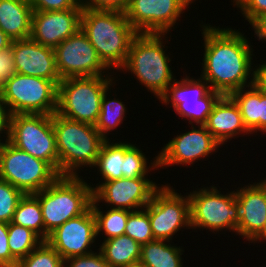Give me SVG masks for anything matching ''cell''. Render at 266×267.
<instances>
[{"label": "cell", "mask_w": 266, "mask_h": 267, "mask_svg": "<svg viewBox=\"0 0 266 267\" xmlns=\"http://www.w3.org/2000/svg\"><path fill=\"white\" fill-rule=\"evenodd\" d=\"M201 22L204 53L200 77L208 82L211 90L221 95H230L253 85L256 64L249 37L240 29L220 28Z\"/></svg>", "instance_id": "1"}, {"label": "cell", "mask_w": 266, "mask_h": 267, "mask_svg": "<svg viewBox=\"0 0 266 267\" xmlns=\"http://www.w3.org/2000/svg\"><path fill=\"white\" fill-rule=\"evenodd\" d=\"M81 30L110 72H119L138 32L120 11L83 9ZM113 70V71H112Z\"/></svg>", "instance_id": "2"}, {"label": "cell", "mask_w": 266, "mask_h": 267, "mask_svg": "<svg viewBox=\"0 0 266 267\" xmlns=\"http://www.w3.org/2000/svg\"><path fill=\"white\" fill-rule=\"evenodd\" d=\"M167 36L168 34L138 33L132 41L124 66L119 70L124 74L131 72L139 85L146 87L157 99L166 93L176 79L169 63L172 60L167 52L168 47L164 50V44L169 40L166 39L169 38Z\"/></svg>", "instance_id": "3"}, {"label": "cell", "mask_w": 266, "mask_h": 267, "mask_svg": "<svg viewBox=\"0 0 266 267\" xmlns=\"http://www.w3.org/2000/svg\"><path fill=\"white\" fill-rule=\"evenodd\" d=\"M60 176H80L82 168L94 170L105 141L94 125L52 114ZM79 171V172H78Z\"/></svg>", "instance_id": "4"}, {"label": "cell", "mask_w": 266, "mask_h": 267, "mask_svg": "<svg viewBox=\"0 0 266 267\" xmlns=\"http://www.w3.org/2000/svg\"><path fill=\"white\" fill-rule=\"evenodd\" d=\"M82 177L59 176L51 185L34 194L40 202L45 241L57 227L91 206L93 191Z\"/></svg>", "instance_id": "5"}, {"label": "cell", "mask_w": 266, "mask_h": 267, "mask_svg": "<svg viewBox=\"0 0 266 267\" xmlns=\"http://www.w3.org/2000/svg\"><path fill=\"white\" fill-rule=\"evenodd\" d=\"M114 75L69 77L58 84L57 114L71 120L95 125L101 100L110 86H115Z\"/></svg>", "instance_id": "6"}, {"label": "cell", "mask_w": 266, "mask_h": 267, "mask_svg": "<svg viewBox=\"0 0 266 267\" xmlns=\"http://www.w3.org/2000/svg\"><path fill=\"white\" fill-rule=\"evenodd\" d=\"M190 202V225L194 229H206L214 234L230 231L236 235L240 220L235 190L226 194L217 186L200 187L187 193ZM222 230V231H221ZM216 232V233H215ZM218 232V233H217Z\"/></svg>", "instance_id": "7"}, {"label": "cell", "mask_w": 266, "mask_h": 267, "mask_svg": "<svg viewBox=\"0 0 266 267\" xmlns=\"http://www.w3.org/2000/svg\"><path fill=\"white\" fill-rule=\"evenodd\" d=\"M6 140L17 149L49 163L59 173V156L52 115H10Z\"/></svg>", "instance_id": "8"}, {"label": "cell", "mask_w": 266, "mask_h": 267, "mask_svg": "<svg viewBox=\"0 0 266 267\" xmlns=\"http://www.w3.org/2000/svg\"><path fill=\"white\" fill-rule=\"evenodd\" d=\"M0 99L10 115H52L57 112L58 85L52 80L16 73L3 84Z\"/></svg>", "instance_id": "9"}, {"label": "cell", "mask_w": 266, "mask_h": 267, "mask_svg": "<svg viewBox=\"0 0 266 267\" xmlns=\"http://www.w3.org/2000/svg\"><path fill=\"white\" fill-rule=\"evenodd\" d=\"M60 174L47 162L0 142V178L24 194H35L51 185Z\"/></svg>", "instance_id": "10"}, {"label": "cell", "mask_w": 266, "mask_h": 267, "mask_svg": "<svg viewBox=\"0 0 266 267\" xmlns=\"http://www.w3.org/2000/svg\"><path fill=\"white\" fill-rule=\"evenodd\" d=\"M222 95L210 89L202 77L197 79L185 73L180 80L175 79L166 93L159 99L163 104H171L175 113L189 125H204L214 104ZM186 118V119H184Z\"/></svg>", "instance_id": "11"}, {"label": "cell", "mask_w": 266, "mask_h": 267, "mask_svg": "<svg viewBox=\"0 0 266 267\" xmlns=\"http://www.w3.org/2000/svg\"><path fill=\"white\" fill-rule=\"evenodd\" d=\"M186 194V196H185ZM179 194L169 183L162 184L144 208L149 215L154 239L172 241L183 229H191L187 192Z\"/></svg>", "instance_id": "12"}, {"label": "cell", "mask_w": 266, "mask_h": 267, "mask_svg": "<svg viewBox=\"0 0 266 267\" xmlns=\"http://www.w3.org/2000/svg\"><path fill=\"white\" fill-rule=\"evenodd\" d=\"M56 69L61 79L116 75L103 64L81 28L56 48Z\"/></svg>", "instance_id": "13"}, {"label": "cell", "mask_w": 266, "mask_h": 267, "mask_svg": "<svg viewBox=\"0 0 266 267\" xmlns=\"http://www.w3.org/2000/svg\"><path fill=\"white\" fill-rule=\"evenodd\" d=\"M196 0H130L124 11L138 33L168 34ZM182 14V15H181Z\"/></svg>", "instance_id": "14"}, {"label": "cell", "mask_w": 266, "mask_h": 267, "mask_svg": "<svg viewBox=\"0 0 266 267\" xmlns=\"http://www.w3.org/2000/svg\"><path fill=\"white\" fill-rule=\"evenodd\" d=\"M191 127V130L177 134L176 137L174 135L168 143L164 144L161 151L157 153L158 168L165 169L175 165L182 167L187 165V168L201 161L202 158L206 159L205 157H210L215 152L218 153L221 145L204 125L195 127L194 124Z\"/></svg>", "instance_id": "15"}, {"label": "cell", "mask_w": 266, "mask_h": 267, "mask_svg": "<svg viewBox=\"0 0 266 267\" xmlns=\"http://www.w3.org/2000/svg\"><path fill=\"white\" fill-rule=\"evenodd\" d=\"M96 240V219L90 206L83 214L57 227L46 241L66 260L95 252L91 248H96Z\"/></svg>", "instance_id": "16"}, {"label": "cell", "mask_w": 266, "mask_h": 267, "mask_svg": "<svg viewBox=\"0 0 266 267\" xmlns=\"http://www.w3.org/2000/svg\"><path fill=\"white\" fill-rule=\"evenodd\" d=\"M160 184L148 177L133 179L120 178L103 182L94 192L93 198L98 203H105V208L136 211L145 208L151 201Z\"/></svg>", "instance_id": "17"}, {"label": "cell", "mask_w": 266, "mask_h": 267, "mask_svg": "<svg viewBox=\"0 0 266 267\" xmlns=\"http://www.w3.org/2000/svg\"><path fill=\"white\" fill-rule=\"evenodd\" d=\"M82 8L61 11H33L30 38L56 48L81 28Z\"/></svg>", "instance_id": "18"}, {"label": "cell", "mask_w": 266, "mask_h": 267, "mask_svg": "<svg viewBox=\"0 0 266 267\" xmlns=\"http://www.w3.org/2000/svg\"><path fill=\"white\" fill-rule=\"evenodd\" d=\"M251 183L235 189L240 212L236 234L249 243L263 231L266 224V184L263 179Z\"/></svg>", "instance_id": "19"}, {"label": "cell", "mask_w": 266, "mask_h": 267, "mask_svg": "<svg viewBox=\"0 0 266 267\" xmlns=\"http://www.w3.org/2000/svg\"><path fill=\"white\" fill-rule=\"evenodd\" d=\"M13 58L17 73L61 81L56 69L55 51L31 38L13 41Z\"/></svg>", "instance_id": "20"}, {"label": "cell", "mask_w": 266, "mask_h": 267, "mask_svg": "<svg viewBox=\"0 0 266 267\" xmlns=\"http://www.w3.org/2000/svg\"><path fill=\"white\" fill-rule=\"evenodd\" d=\"M204 126L221 146H225L232 138L251 135L243 122L238 105L229 95H222L217 100Z\"/></svg>", "instance_id": "21"}, {"label": "cell", "mask_w": 266, "mask_h": 267, "mask_svg": "<svg viewBox=\"0 0 266 267\" xmlns=\"http://www.w3.org/2000/svg\"><path fill=\"white\" fill-rule=\"evenodd\" d=\"M232 92L229 96L238 105L243 122L252 134H266V94L254 83ZM256 133V134H255Z\"/></svg>", "instance_id": "22"}, {"label": "cell", "mask_w": 266, "mask_h": 267, "mask_svg": "<svg viewBox=\"0 0 266 267\" xmlns=\"http://www.w3.org/2000/svg\"><path fill=\"white\" fill-rule=\"evenodd\" d=\"M32 14L29 0H0V29L12 41L30 38Z\"/></svg>", "instance_id": "23"}, {"label": "cell", "mask_w": 266, "mask_h": 267, "mask_svg": "<svg viewBox=\"0 0 266 267\" xmlns=\"http://www.w3.org/2000/svg\"><path fill=\"white\" fill-rule=\"evenodd\" d=\"M113 141V142H112ZM105 140L100 148L99 155L93 168H97V174L101 181L90 187L94 192L103 182L117 180L124 177V154L133 145L128 141ZM104 180V181H103ZM101 182V183H100ZM96 186V187H94Z\"/></svg>", "instance_id": "24"}, {"label": "cell", "mask_w": 266, "mask_h": 267, "mask_svg": "<svg viewBox=\"0 0 266 267\" xmlns=\"http://www.w3.org/2000/svg\"><path fill=\"white\" fill-rule=\"evenodd\" d=\"M171 243L172 241L155 239L142 244L139 261L145 267H183L184 248Z\"/></svg>", "instance_id": "25"}, {"label": "cell", "mask_w": 266, "mask_h": 267, "mask_svg": "<svg viewBox=\"0 0 266 267\" xmlns=\"http://www.w3.org/2000/svg\"><path fill=\"white\" fill-rule=\"evenodd\" d=\"M101 243L97 250L102 253L109 267H122L140 260L141 244L128 235L123 234Z\"/></svg>", "instance_id": "26"}, {"label": "cell", "mask_w": 266, "mask_h": 267, "mask_svg": "<svg viewBox=\"0 0 266 267\" xmlns=\"http://www.w3.org/2000/svg\"><path fill=\"white\" fill-rule=\"evenodd\" d=\"M111 90H113V87L110 86L102 97L99 117L94 125L105 140H109L110 132L114 131V129L117 130L116 127L123 124L124 118H126V111L128 110L125 107L127 105L121 102L122 99H116V93L111 98Z\"/></svg>", "instance_id": "27"}, {"label": "cell", "mask_w": 266, "mask_h": 267, "mask_svg": "<svg viewBox=\"0 0 266 267\" xmlns=\"http://www.w3.org/2000/svg\"><path fill=\"white\" fill-rule=\"evenodd\" d=\"M99 206V207H98ZM91 208L96 219V237L102 236L103 241L124 234L127 219L131 211L125 209H112L103 207L93 198ZM103 211H102V210ZM102 234V235H101Z\"/></svg>", "instance_id": "28"}, {"label": "cell", "mask_w": 266, "mask_h": 267, "mask_svg": "<svg viewBox=\"0 0 266 267\" xmlns=\"http://www.w3.org/2000/svg\"><path fill=\"white\" fill-rule=\"evenodd\" d=\"M11 223L26 227L45 241V228L40 202L34 194H24L15 210Z\"/></svg>", "instance_id": "29"}, {"label": "cell", "mask_w": 266, "mask_h": 267, "mask_svg": "<svg viewBox=\"0 0 266 267\" xmlns=\"http://www.w3.org/2000/svg\"><path fill=\"white\" fill-rule=\"evenodd\" d=\"M42 241L31 229L8 223V246L18 261L31 253Z\"/></svg>", "instance_id": "30"}, {"label": "cell", "mask_w": 266, "mask_h": 267, "mask_svg": "<svg viewBox=\"0 0 266 267\" xmlns=\"http://www.w3.org/2000/svg\"><path fill=\"white\" fill-rule=\"evenodd\" d=\"M133 144L124 154V178L133 179L136 177H148L151 171L159 170L158 156L153 157L150 164L145 153ZM149 165V166H148Z\"/></svg>", "instance_id": "31"}, {"label": "cell", "mask_w": 266, "mask_h": 267, "mask_svg": "<svg viewBox=\"0 0 266 267\" xmlns=\"http://www.w3.org/2000/svg\"><path fill=\"white\" fill-rule=\"evenodd\" d=\"M16 267H64V259L47 241H42Z\"/></svg>", "instance_id": "32"}, {"label": "cell", "mask_w": 266, "mask_h": 267, "mask_svg": "<svg viewBox=\"0 0 266 267\" xmlns=\"http://www.w3.org/2000/svg\"><path fill=\"white\" fill-rule=\"evenodd\" d=\"M124 234L141 245L155 240L148 212L144 208L129 213Z\"/></svg>", "instance_id": "33"}, {"label": "cell", "mask_w": 266, "mask_h": 267, "mask_svg": "<svg viewBox=\"0 0 266 267\" xmlns=\"http://www.w3.org/2000/svg\"><path fill=\"white\" fill-rule=\"evenodd\" d=\"M24 193L0 178V221L10 223Z\"/></svg>", "instance_id": "34"}, {"label": "cell", "mask_w": 266, "mask_h": 267, "mask_svg": "<svg viewBox=\"0 0 266 267\" xmlns=\"http://www.w3.org/2000/svg\"><path fill=\"white\" fill-rule=\"evenodd\" d=\"M234 8L249 22L251 27L266 15V0H233Z\"/></svg>", "instance_id": "35"}, {"label": "cell", "mask_w": 266, "mask_h": 267, "mask_svg": "<svg viewBox=\"0 0 266 267\" xmlns=\"http://www.w3.org/2000/svg\"><path fill=\"white\" fill-rule=\"evenodd\" d=\"M130 0H78L82 9L124 12Z\"/></svg>", "instance_id": "36"}, {"label": "cell", "mask_w": 266, "mask_h": 267, "mask_svg": "<svg viewBox=\"0 0 266 267\" xmlns=\"http://www.w3.org/2000/svg\"><path fill=\"white\" fill-rule=\"evenodd\" d=\"M64 267H109V265L98 250L88 255L68 258L64 260Z\"/></svg>", "instance_id": "37"}, {"label": "cell", "mask_w": 266, "mask_h": 267, "mask_svg": "<svg viewBox=\"0 0 266 267\" xmlns=\"http://www.w3.org/2000/svg\"><path fill=\"white\" fill-rule=\"evenodd\" d=\"M33 11H61L81 8L78 0H29Z\"/></svg>", "instance_id": "38"}, {"label": "cell", "mask_w": 266, "mask_h": 267, "mask_svg": "<svg viewBox=\"0 0 266 267\" xmlns=\"http://www.w3.org/2000/svg\"><path fill=\"white\" fill-rule=\"evenodd\" d=\"M17 262L8 246V223L0 221V267H16Z\"/></svg>", "instance_id": "39"}, {"label": "cell", "mask_w": 266, "mask_h": 267, "mask_svg": "<svg viewBox=\"0 0 266 267\" xmlns=\"http://www.w3.org/2000/svg\"><path fill=\"white\" fill-rule=\"evenodd\" d=\"M17 73L13 58V41L11 46L0 51V81L4 84Z\"/></svg>", "instance_id": "40"}, {"label": "cell", "mask_w": 266, "mask_h": 267, "mask_svg": "<svg viewBox=\"0 0 266 267\" xmlns=\"http://www.w3.org/2000/svg\"><path fill=\"white\" fill-rule=\"evenodd\" d=\"M9 120H10V113L6 105L0 99V142L3 140L4 137H5L4 139L7 138L9 130Z\"/></svg>", "instance_id": "41"}, {"label": "cell", "mask_w": 266, "mask_h": 267, "mask_svg": "<svg viewBox=\"0 0 266 267\" xmlns=\"http://www.w3.org/2000/svg\"><path fill=\"white\" fill-rule=\"evenodd\" d=\"M260 63L256 66L255 83L266 94V62Z\"/></svg>", "instance_id": "42"}, {"label": "cell", "mask_w": 266, "mask_h": 267, "mask_svg": "<svg viewBox=\"0 0 266 267\" xmlns=\"http://www.w3.org/2000/svg\"><path fill=\"white\" fill-rule=\"evenodd\" d=\"M255 38L258 41L266 42V15L261 17L253 26Z\"/></svg>", "instance_id": "43"}, {"label": "cell", "mask_w": 266, "mask_h": 267, "mask_svg": "<svg viewBox=\"0 0 266 267\" xmlns=\"http://www.w3.org/2000/svg\"><path fill=\"white\" fill-rule=\"evenodd\" d=\"M12 40L0 29V51L11 46Z\"/></svg>", "instance_id": "44"}, {"label": "cell", "mask_w": 266, "mask_h": 267, "mask_svg": "<svg viewBox=\"0 0 266 267\" xmlns=\"http://www.w3.org/2000/svg\"><path fill=\"white\" fill-rule=\"evenodd\" d=\"M264 240V241H263ZM261 243V242H266V224L264 226L263 231L251 242V243Z\"/></svg>", "instance_id": "45"}, {"label": "cell", "mask_w": 266, "mask_h": 267, "mask_svg": "<svg viewBox=\"0 0 266 267\" xmlns=\"http://www.w3.org/2000/svg\"><path fill=\"white\" fill-rule=\"evenodd\" d=\"M122 267H145L140 261Z\"/></svg>", "instance_id": "46"}, {"label": "cell", "mask_w": 266, "mask_h": 267, "mask_svg": "<svg viewBox=\"0 0 266 267\" xmlns=\"http://www.w3.org/2000/svg\"><path fill=\"white\" fill-rule=\"evenodd\" d=\"M2 90H3V84H2V82L0 81V97H1V94H2Z\"/></svg>", "instance_id": "47"}]
</instances>
